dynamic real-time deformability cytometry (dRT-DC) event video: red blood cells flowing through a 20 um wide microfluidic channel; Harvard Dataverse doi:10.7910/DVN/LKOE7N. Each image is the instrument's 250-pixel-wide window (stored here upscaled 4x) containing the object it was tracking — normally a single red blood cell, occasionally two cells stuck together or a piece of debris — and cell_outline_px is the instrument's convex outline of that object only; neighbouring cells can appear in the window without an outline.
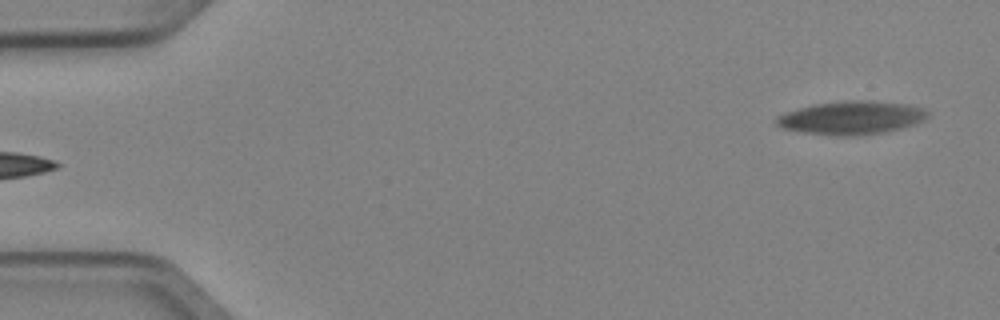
{"species": "Egyptian fruit bat (a non-hibernating species)", "species_latin": "Rousettus aegyptiacus", "temperature_condition": "cold", "stored_images_in_passage": 5, "camera_frame_rate_fps": 3000, "um_per_image_px": 0.085, "animal": {"sex": "female"}, "frame": {"image": 1, "passage_image": 5, "time_ms": 1.333, "image_size_px": [1000, 320], "cell_outline_px": [[928, 116], [924, 120], [900, 128], [884, 132], [856, 136], [844, 136], [804, 132], [784, 128], [776, 124], [776, 116], [784, 112], [812, 104], [848, 100], [872, 100], [908, 104], [924, 108], [928, 112]], "centroid_in_image_um": [72.37, 9.99], "position_along_channel_um": 12.6, "area_um2": 29.36}}